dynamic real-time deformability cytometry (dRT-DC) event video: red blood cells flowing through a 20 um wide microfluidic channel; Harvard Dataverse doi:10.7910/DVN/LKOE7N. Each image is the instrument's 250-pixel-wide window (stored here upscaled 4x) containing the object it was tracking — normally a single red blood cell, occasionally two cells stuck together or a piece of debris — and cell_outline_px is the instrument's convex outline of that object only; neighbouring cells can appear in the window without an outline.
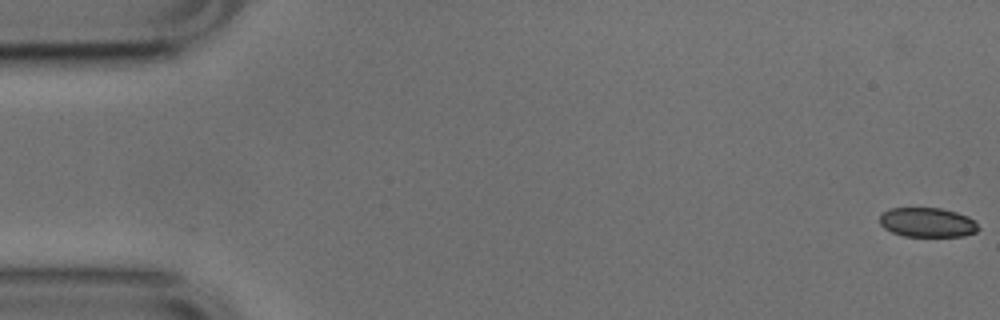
{"species": "common noctule bat (a hibernating species)", "species_latin": "Nyctalus noctula", "temperature_condition": "cold", "stored_images_in_passage": 17, "camera_frame_rate_fps": 3000, "um_per_image_px": 0.085, "animal": {"sex": "male", "body_mass_g": 17.9, "forearm_length_mm": 54.2}, "frame": {"image": 1, "passage_image": 1, "time_ms": 0.0, "image_size_px": [1000, 320], "cell_outline_px": [[980, 228], [976, 232], [964, 236], [904, 236], [892, 232], [884, 228], [880, 224], [880, 212], [888, 208], [940, 208], [956, 212], [968, 216]], "centroid_in_image_um": [78.79, 18.9], "position_along_channel_um": 6.2, "area_um2": 16.99}}
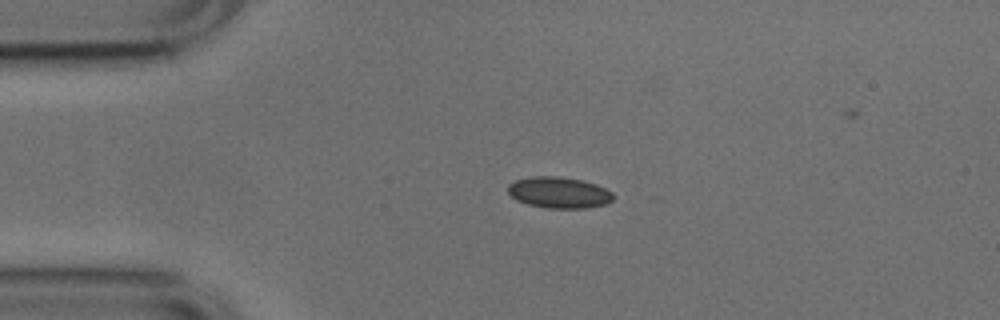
{"frame": {"image": 2, "passage_image": 12, "time_ms": 3.667, "image_size_px": [1000, 320], "cell_outline_px": [[612, 200], [604, 204], [584, 208], [548, 208], [528, 204], [516, 200], [508, 192], [508, 184], [516, 180], [532, 176], [560, 176], [580, 180], [596, 184], [612, 192]], "centroid_in_image_um": [47.48, 16.36], "position_along_channel_um": 37.5, "area_um2": 18.96}}